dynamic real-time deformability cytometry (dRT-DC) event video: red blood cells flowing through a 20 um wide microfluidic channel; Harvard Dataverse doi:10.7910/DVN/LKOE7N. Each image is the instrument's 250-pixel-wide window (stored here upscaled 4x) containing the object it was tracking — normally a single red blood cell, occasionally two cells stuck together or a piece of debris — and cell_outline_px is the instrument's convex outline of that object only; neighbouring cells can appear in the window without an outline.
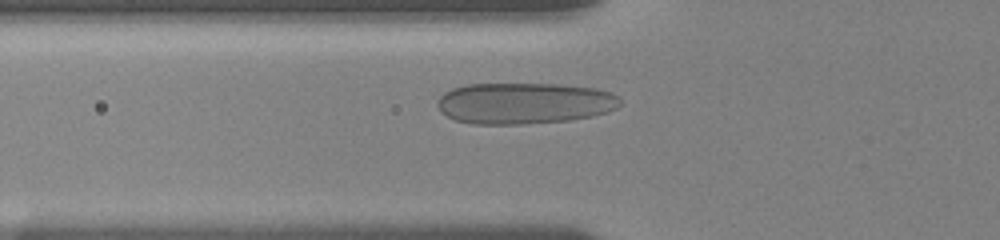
{"species": "human", "species_latin": "Homo sapiens", "temperature_condition": "room temperature", "stored_images_in_passage": 33, "camera_frame_rate_fps": 3000, "um_per_image_px": 0.085, "donor": {"sex": "female"}, "frame": {"image": 1, "passage_image": 10, "time_ms": 3.333, "image_size_px": [1000, 240], "cell_outline_px": [[620, 104], [616, 108], [608, 112], [592, 116], [568, 120], [524, 124], [472, 124], [456, 120], [440, 112], [436, 104], [436, 100], [444, 92], [452, 88], [468, 84], [556, 84], [596, 88], [612, 92], [620, 96]], "centroid_in_image_um": [44.56, 8.77], "position_along_channel_um": 81.2, "area_um2": 44.27}}
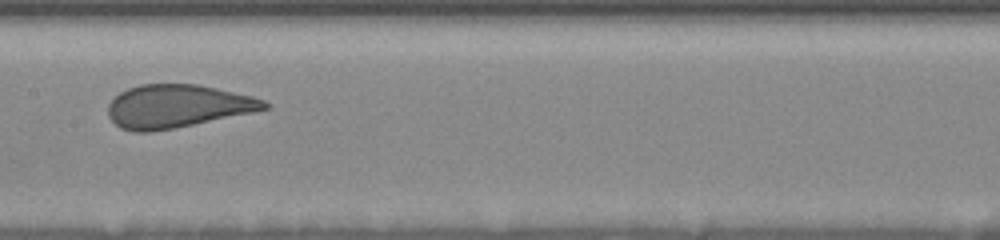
{"frame": {"image": 2, "passage_image": 19, "time_ms": 6.333, "image_size_px": [1000, 240], "cell_outline_px": [[272, 104], [268, 108], [252, 112], [172, 128], [148, 132], [132, 132], [120, 128], [108, 116], [108, 104], [120, 92], [128, 88], [140, 84], [196, 84], [216, 88], [252, 96], [264, 100]], "centroid_in_image_um": [15.04, 9.02], "position_along_channel_um": 192.4, "area_um2": 38.9}}
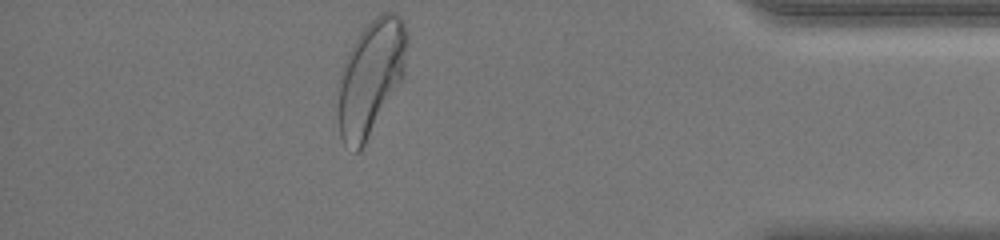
{"frame": {"image": 3, "passage_image": 33, "time_ms": 13.0, "image_size_px": [1000, 240], "cell_outline_px": [[408, 44], [404, 80], [360, 152], [356, 152], [344, 144], [340, 136], [336, 116], [340, 68], [352, 44], [360, 32], [376, 16], [384, 12], [396, 12], [404, 20], [408, 32]], "centroid_in_image_um": [31.53, 6.6], "position_along_channel_um": 403.7, "area_um2": 47.57}, "authors_computed_cell_mechanics": {"area_um2": 41.6738, "velocity_mm_per_s": 3.6704, "shape_relaxation_time_tau1_ms": 4.9796, "shape_relaxation_time_tau2_ms": null, "deformation_change_tau1": 0.1495, "deformation_change_tau2": null}}